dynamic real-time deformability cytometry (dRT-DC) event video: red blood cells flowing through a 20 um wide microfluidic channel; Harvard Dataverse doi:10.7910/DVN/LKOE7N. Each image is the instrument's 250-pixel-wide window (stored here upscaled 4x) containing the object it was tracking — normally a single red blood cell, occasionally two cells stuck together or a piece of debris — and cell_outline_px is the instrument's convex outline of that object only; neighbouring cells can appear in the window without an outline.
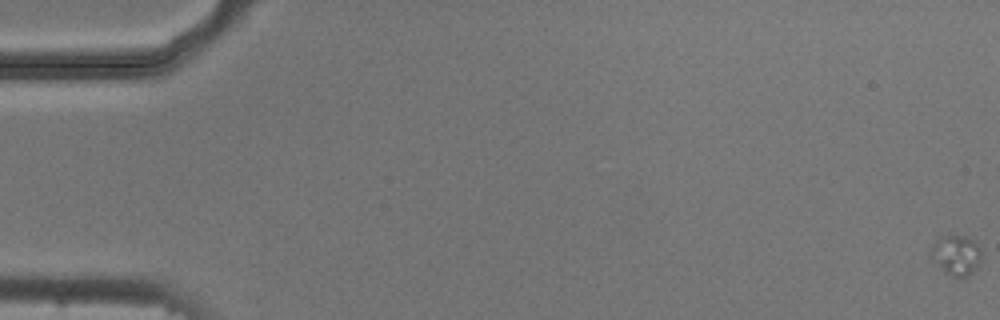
{"species": "common noctule bat (a hibernating species)", "species_latin": "Nyctalus noctula", "temperature_condition": "cold", "stored_images_in_passage": 19, "camera_frame_rate_fps": 3000, "um_per_image_px": 0.085, "animal": {"sex": "male", "body_mass_g": 20.5, "forearm_length_mm": 52.5}, "frame": {"image": 1, "passage_image": 1, "time_ms": 0.0, "image_size_px": [1000, 320], "cell_outline_px": [[980, 260], [976, 268], [968, 276], [952, 276], [944, 272], [936, 260], [932, 252], [932, 248], [936, 240], [944, 236], [964, 236], [972, 240], [980, 248]], "centroid_in_image_um": [81.32, 21.69], "position_along_channel_um": 3.7, "area_um2": 11.1}}